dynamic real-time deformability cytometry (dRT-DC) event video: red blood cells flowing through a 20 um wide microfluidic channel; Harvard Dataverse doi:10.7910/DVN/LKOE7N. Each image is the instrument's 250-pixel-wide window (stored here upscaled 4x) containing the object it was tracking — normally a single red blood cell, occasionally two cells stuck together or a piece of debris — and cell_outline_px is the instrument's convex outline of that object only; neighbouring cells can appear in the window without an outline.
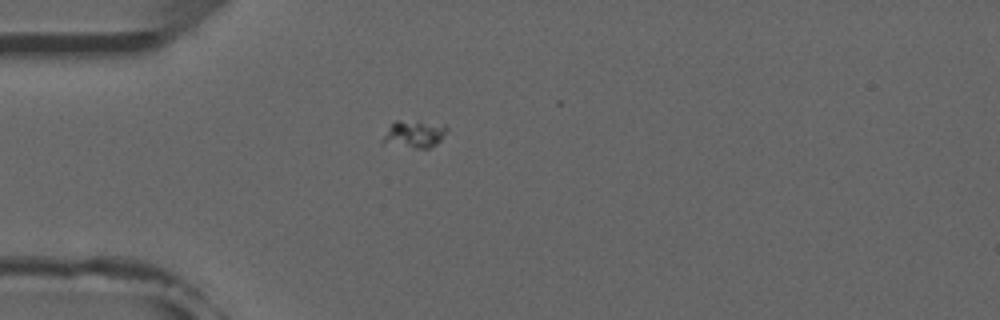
{"species": "common noctule bat (a hibernating species)", "species_latin": "Nyctalus noctula", "temperature_condition": "room temperature", "stored_images_in_passage": 54, "camera_frame_rate_fps": 3000, "um_per_image_px": 0.085, "animal": {"sex": "male", "forearm_length_mm": 52.5}, "frame": {"image": 1, "passage_image": 16, "time_ms": 5.0, "image_size_px": [1000, 320], "cell_outline_px": [[448, 128], [440, 140], [436, 144], [428, 148], [416, 148], [380, 140], [392, 124], [396, 120], [420, 120], [444, 124]], "centroid_in_image_um": [35.28, 11.34], "position_along_channel_um": 49.7, "area_um2": 10.0}}